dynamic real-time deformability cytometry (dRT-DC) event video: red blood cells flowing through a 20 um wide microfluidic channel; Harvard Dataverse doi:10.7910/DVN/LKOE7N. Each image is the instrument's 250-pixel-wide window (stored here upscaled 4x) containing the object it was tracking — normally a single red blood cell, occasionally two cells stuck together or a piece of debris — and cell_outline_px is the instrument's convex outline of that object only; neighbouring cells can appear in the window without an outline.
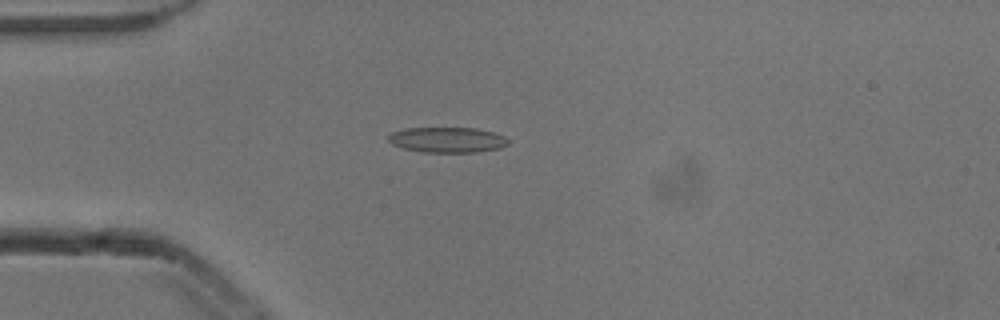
{"species": "common noctule bat (a hibernating species)", "species_latin": "Nyctalus noctula", "temperature_condition": "cold", "stored_images_in_passage": 2, "camera_frame_rate_fps": 3000, "um_per_image_px": 0.085, "animal": {"sex": "male", "body_mass_g": 13.3}, "frame": {"image": 1, "passage_image": 2, "time_ms": 0.333, "image_size_px": [1000, 320], "cell_outline_px": [[508, 144], [500, 148], [476, 152], [420, 152], [400, 148], [392, 144], [388, 140], [388, 136], [392, 132], [404, 128], [476, 128], [492, 132], [504, 136], [508, 140]], "centroid_in_image_um": [37.98, 11.89], "position_along_channel_um": 47.0, "area_um2": 17.8}}